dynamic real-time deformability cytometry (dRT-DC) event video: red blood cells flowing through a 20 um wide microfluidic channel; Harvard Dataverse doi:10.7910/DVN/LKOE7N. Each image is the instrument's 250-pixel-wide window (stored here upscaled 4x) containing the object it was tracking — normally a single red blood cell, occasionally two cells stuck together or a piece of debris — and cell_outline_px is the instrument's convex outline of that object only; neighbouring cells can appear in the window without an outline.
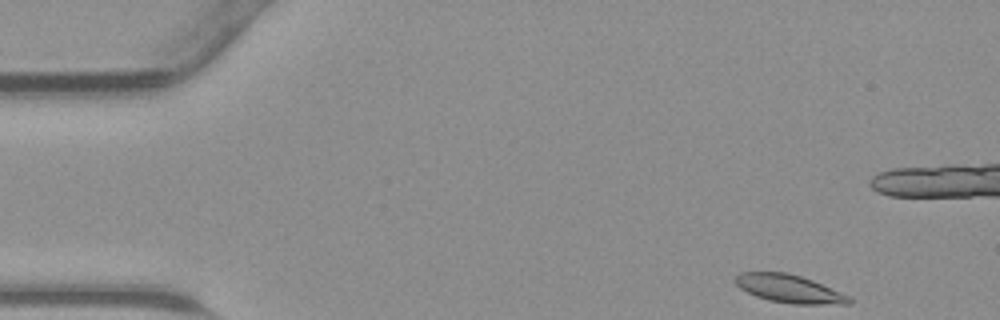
{"species": "common noctule bat (a hibernating species)", "species_latin": "Nyctalus noctula", "temperature_condition": "warm", "stored_images_in_passage": 8, "camera_frame_rate_fps": 3000, "um_per_image_px": 0.085, "animal": {"sex": "male", "body_mass_g": 23.1, "forearm_length_mm": 52.7}, "frame": {"image": 1, "passage_image": 1, "time_ms": 0.0, "image_size_px": [1000, 320], "cell_outline_px": [[852, 304], [796, 304], [768, 300], [756, 296], [740, 288], [732, 280], [740, 272], [788, 272], [812, 280], [840, 292], [848, 296], [852, 300]], "centroid_in_image_um": [67.05, 24.54], "position_along_channel_um": 17.9, "area_um2": 18.5}}